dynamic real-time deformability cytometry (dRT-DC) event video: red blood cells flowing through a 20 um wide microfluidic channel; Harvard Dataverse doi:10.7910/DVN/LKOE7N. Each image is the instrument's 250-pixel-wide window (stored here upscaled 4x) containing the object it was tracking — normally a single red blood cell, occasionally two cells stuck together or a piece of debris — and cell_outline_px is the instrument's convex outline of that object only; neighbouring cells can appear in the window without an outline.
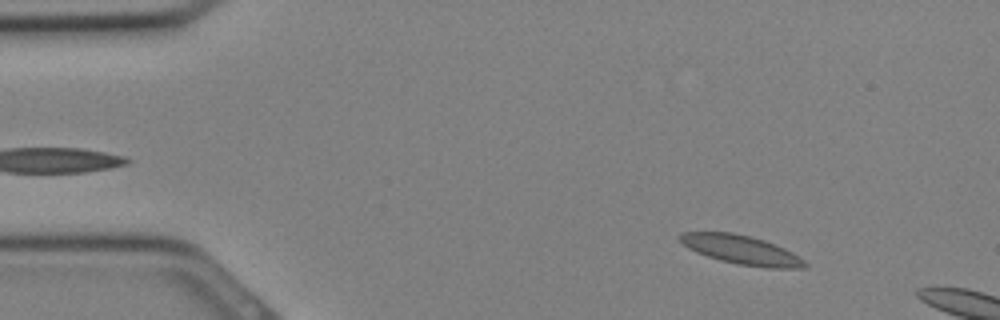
{"species": "Egyptian fruit bat (a non-hibernating species)", "species_latin": "Rousettus aegyptiacus", "temperature_condition": "cold", "stored_images_in_passage": 6, "camera_frame_rate_fps": 3000, "um_per_image_px": 0.085, "animal": {"sex": "female"}, "frame": {"image": 1, "passage_image": 3, "time_ms": 0.667, "image_size_px": [1000, 320], "cell_outline_px": [[808, 268], [764, 268], [736, 264], [720, 260], [696, 252], [688, 248], [676, 236], [680, 232], [732, 232], [764, 240], [784, 248], [792, 252], [804, 260], [808, 264]], "centroid_in_image_um": [63.01, 21.24], "position_along_channel_um": 22.0, "area_um2": 21.15}}